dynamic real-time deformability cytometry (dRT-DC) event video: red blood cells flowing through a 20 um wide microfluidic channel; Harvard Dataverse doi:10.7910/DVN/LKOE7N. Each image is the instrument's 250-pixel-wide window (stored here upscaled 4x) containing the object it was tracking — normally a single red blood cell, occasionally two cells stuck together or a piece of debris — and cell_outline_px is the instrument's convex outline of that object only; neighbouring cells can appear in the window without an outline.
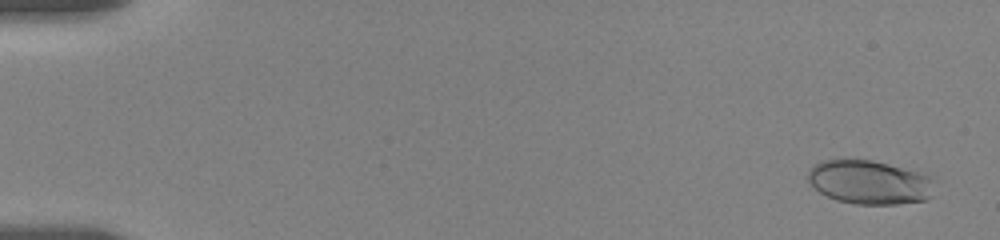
{"species": "human", "species_latin": "Homo sapiens", "temperature_condition": "room temperature", "stored_images_in_passage": 16, "camera_frame_rate_fps": 3000, "um_per_image_px": 0.085, "donor": {"sex": "female"}, "frame": {"image": 1, "passage_image": 2, "time_ms": 0.667, "image_size_px": [1000, 240], "cell_outline_px": [[932, 196], [928, 200], [896, 204], [856, 204], [836, 200], [820, 192], [808, 180], [808, 172], [816, 164], [824, 160], [872, 160], [932, 176]], "centroid_in_image_um": [73.93, 15.51], "position_along_channel_um": 11.1, "area_um2": 31.96}}
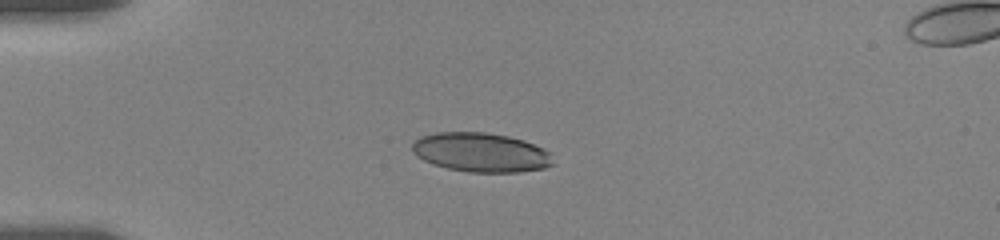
{"frame": {"image": 2, "passage_image": 11, "time_ms": 5.0, "image_size_px": [1000, 240], "cell_outline_px": [[552, 164], [544, 168], [516, 172], [468, 172], [448, 168], [432, 164], [416, 156], [412, 152], [412, 144], [420, 136], [436, 132], [484, 132], [508, 136], [524, 140], [544, 148], [552, 152]], "centroid_in_image_um": [40.87, 12.95], "position_along_channel_um": 44.1, "area_um2": 32.31}}
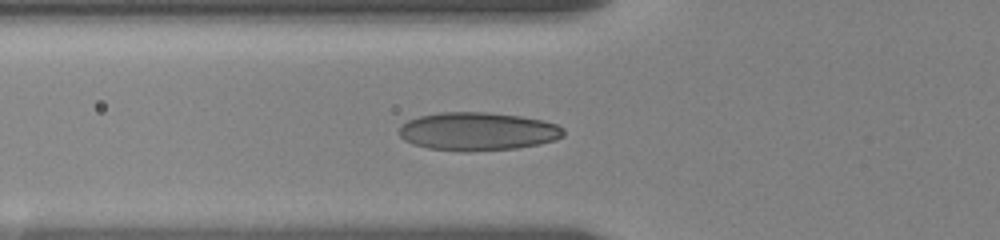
{"frame": {"image": 3, "passage_image": 15, "time_ms": 7.0, "image_size_px": [1000, 240], "cell_outline_px": [[564, 136], [556, 140], [540, 144], [516, 148], [468, 152], [460, 152], [428, 148], [412, 144], [404, 140], [400, 136], [400, 124], [408, 120], [420, 116], [440, 112], [488, 112], [520, 116], [544, 120], [556, 124], [564, 128]], "centroid_in_image_um": [40.61, 11.17], "position_along_channel_um": 85.2, "area_um2": 36.99}}